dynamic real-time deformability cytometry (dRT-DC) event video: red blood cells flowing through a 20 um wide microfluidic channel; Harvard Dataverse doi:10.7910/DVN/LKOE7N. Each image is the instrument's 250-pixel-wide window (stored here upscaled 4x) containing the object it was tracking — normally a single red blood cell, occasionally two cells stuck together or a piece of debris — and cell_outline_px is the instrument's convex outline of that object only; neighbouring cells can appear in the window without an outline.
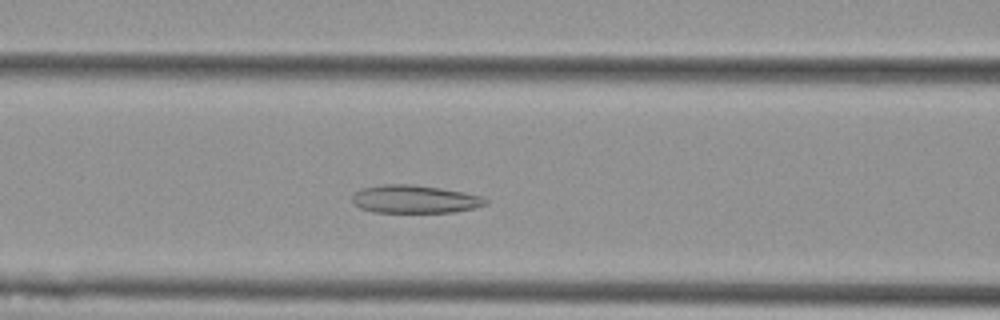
{"species": "Egyptian fruit bat (a non-hibernating species)", "species_latin": "Rousettus aegyptiacus", "temperature_condition": "cold", "stored_images_in_passage": 48, "camera_frame_rate_fps": 3000, "um_per_image_px": 0.085, "animal": {"sex": "female"}, "frame": {"image": 1, "passage_image": 15, "time_ms": 4.667, "image_size_px": [1000, 320], "cell_outline_px": [[488, 204], [472, 208], [452, 212], [372, 212], [360, 208], [352, 204], [352, 196], [360, 188], [380, 184], [412, 184], [440, 188], [464, 192], [480, 196], [488, 200]], "centroid_in_image_um": [35.2, 16.92], "position_along_channel_um": 131.4, "area_um2": 21.85}}
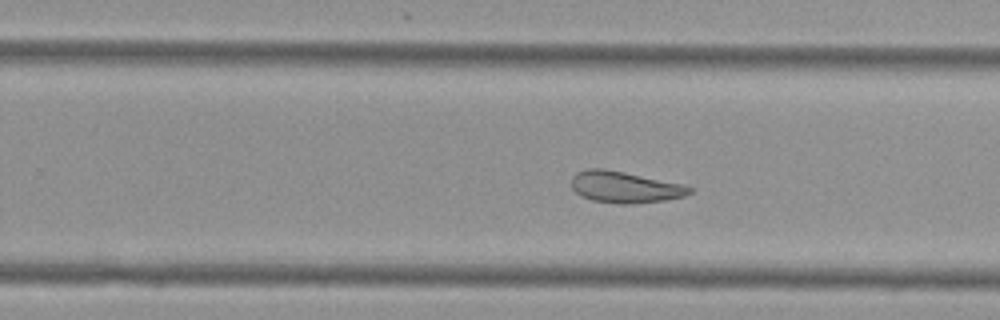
{"frame": {"image": 2, "passage_image": 27, "time_ms": 8.667, "image_size_px": [1000, 320], "cell_outline_px": [[692, 192], [684, 196], [664, 200], [632, 204], [620, 204], [592, 200], [580, 196], [572, 188], [572, 176], [576, 172], [588, 168], [604, 168], [624, 172], [680, 184], [692, 188]], "centroid_in_image_um": [53.05, 15.9], "position_along_channel_um": 276.7, "area_um2": 21.44}}
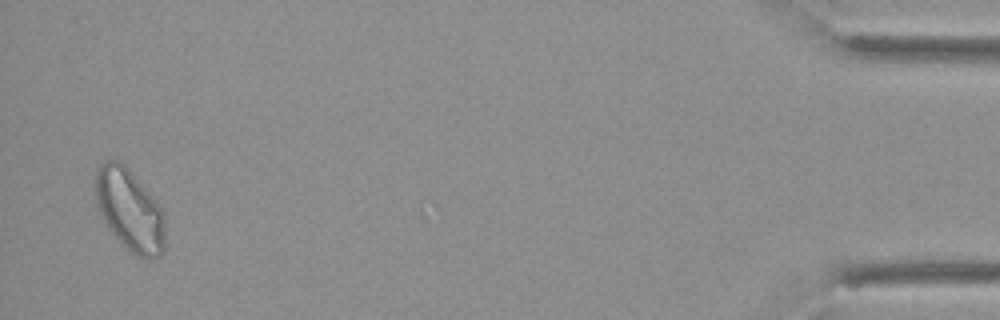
{"frame": {"image": 3, "passage_image": 46, "time_ms": 15.0, "image_size_px": [1000, 320], "cell_outline_px": [[164, 252], [160, 256], [136, 256], [120, 244], [108, 228], [96, 204], [96, 168], [104, 160], [120, 160], [128, 168], [164, 212]], "centroid_in_image_um": [11.0, 17.85], "position_along_channel_um": 424.2, "area_um2": 32.95}}